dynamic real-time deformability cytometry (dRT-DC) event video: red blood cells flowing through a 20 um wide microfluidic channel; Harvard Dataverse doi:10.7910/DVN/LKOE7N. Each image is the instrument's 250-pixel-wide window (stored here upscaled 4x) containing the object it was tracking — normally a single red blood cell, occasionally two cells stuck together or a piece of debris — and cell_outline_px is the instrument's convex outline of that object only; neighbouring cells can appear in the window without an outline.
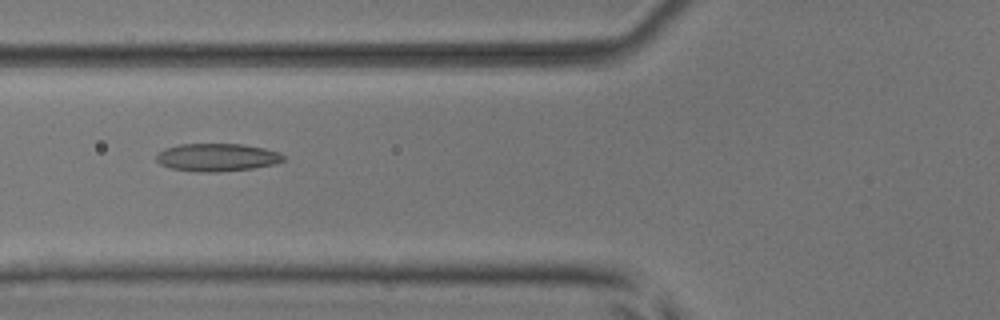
{"species": "common noctule bat (a hibernating species)", "species_latin": "Nyctalus noctula", "temperature_condition": "room temperature", "stored_images_in_passage": 51, "camera_frame_rate_fps": 3000, "um_per_image_px": 0.085, "animal": {"sex": "male", "body_mass_g": 17.9, "forearm_length_mm": 54.2}, "frame": {"image": 1, "passage_image": 20, "time_ms": 6.333, "image_size_px": [1000, 320], "cell_outline_px": [[284, 160], [276, 164], [252, 168], [220, 172], [196, 172], [172, 168], [160, 164], [156, 160], [156, 152], [164, 148], [180, 144], [244, 144], [264, 148], [280, 152], [284, 156]], "centroid_in_image_um": [18.44, 13.37], "position_along_channel_um": 107.4, "area_um2": 20.81}}
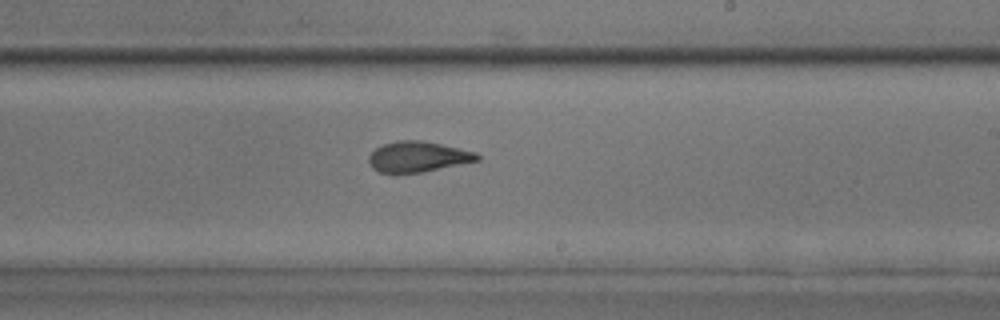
{"frame": {"image": 2, "passage_image": 31, "time_ms": 10.0, "image_size_px": [1000, 320], "cell_outline_px": [[480, 160], [424, 172], [396, 176], [380, 172], [372, 168], [368, 164], [368, 156], [376, 148], [384, 144], [400, 140], [420, 140], [440, 144], [476, 152], [480, 156]], "centroid_in_image_um": [35.47, 13.37], "position_along_channel_um": 253.5, "area_um2": 19.77}}
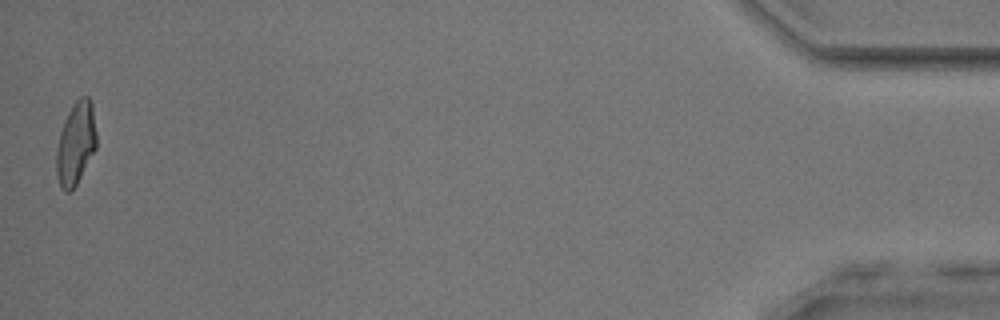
{"frame": {"image": 3, "passage_image": 51, "time_ms": 16.667, "image_size_px": [1000, 320], "cell_outline_px": [[96, 148], [76, 184], [68, 192], [64, 192], [60, 188], [56, 172], [56, 148], [60, 132], [68, 112], [72, 104], [80, 96], [88, 96], [92, 100], [96, 132]], "centroid_in_image_um": [6.44, 12.16], "position_along_channel_um": 428.8, "area_um2": 19.36}, "authors_computed_cell_mechanics": {"area_um2": 19.7676, "velocity_mm_per_s": 3.9987, "shape_relaxation_time_tau1_ms": 7.482, "shape_relaxation_time_tau2_ms": 1.8309, "deformation_change_tau1": 0.2253, "deformation_change_tau2": 0.1032}}